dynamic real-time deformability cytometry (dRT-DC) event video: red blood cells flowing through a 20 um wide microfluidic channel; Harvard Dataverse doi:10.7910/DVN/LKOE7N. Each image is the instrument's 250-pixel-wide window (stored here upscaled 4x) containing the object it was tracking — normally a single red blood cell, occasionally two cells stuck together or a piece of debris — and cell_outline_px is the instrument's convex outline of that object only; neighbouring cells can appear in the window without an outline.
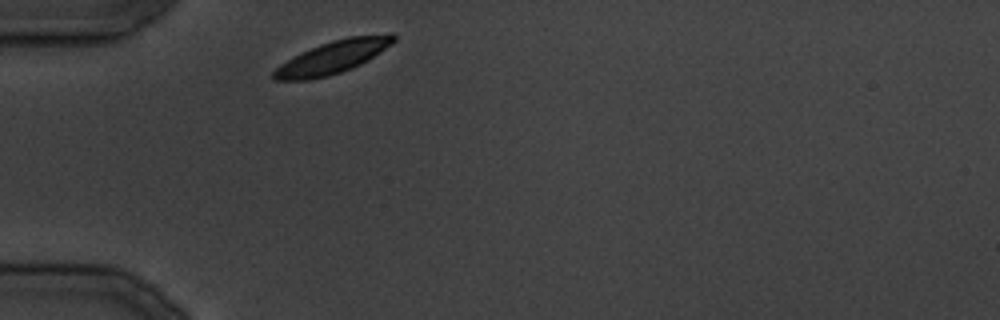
{"species": "common noctule bat (a hibernating species)", "species_latin": "Nyctalus noctula", "temperature_condition": "cold", "stored_images_in_passage": 15, "camera_frame_rate_fps": 3000, "um_per_image_px": 0.085, "animal": {"sex": "male", "body_mass_g": 19.5, "forearm_length_mm": 54.6}, "frame": {"image": 1, "passage_image": 1, "time_ms": 0.0, "image_size_px": [1000, 320], "cell_outline_px": [[396, 40], [392, 44], [360, 64], [352, 68], [328, 76], [308, 80], [276, 80], [272, 76], [272, 72], [280, 64], [320, 44], [332, 40], [348, 36], [392, 32], [396, 36]], "centroid_in_image_um": [28.34, 4.84], "position_along_channel_um": 56.7, "area_um2": 22.66}}
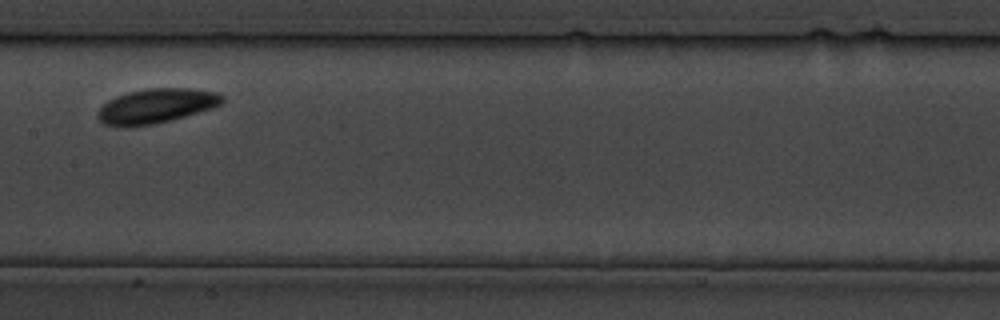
{"frame": {"image": 2, "passage_image": 9, "time_ms": 10.0, "image_size_px": [1000, 320], "cell_outline_px": [[224, 100], [220, 104], [212, 108], [172, 120], [156, 124], [128, 128], [120, 128], [104, 124], [96, 116], [96, 112], [108, 100], [116, 96], [128, 92], [148, 88], [188, 88], [216, 92], [224, 96]], "centroid_in_image_um": [13.23, 9.03], "position_along_channel_um": 194.2, "area_um2": 25.43}}
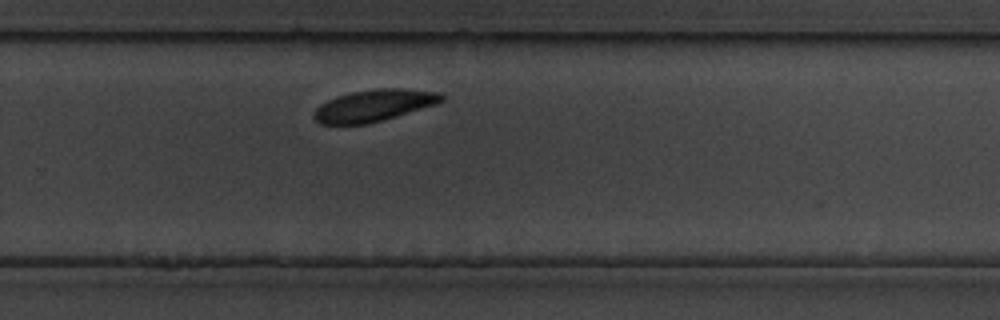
{"frame": {"image": 3, "passage_image": 15, "time_ms": 17.0, "image_size_px": [1000, 320], "cell_outline_px": [[444, 100], [436, 104], [396, 116], [368, 124], [320, 124], [312, 116], [312, 112], [320, 104], [336, 96], [352, 92], [380, 88], [400, 88], [440, 92], [444, 96]], "centroid_in_image_um": [31.76, 8.96], "position_along_channel_um": 298.0, "area_um2": 23.58}}